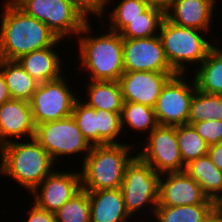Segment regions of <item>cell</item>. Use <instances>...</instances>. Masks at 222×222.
<instances>
[{
	"instance_id": "52a82bcc",
	"label": "cell",
	"mask_w": 222,
	"mask_h": 222,
	"mask_svg": "<svg viewBox=\"0 0 222 222\" xmlns=\"http://www.w3.org/2000/svg\"><path fill=\"white\" fill-rule=\"evenodd\" d=\"M159 178L160 174L137 155L126 166L120 189L125 209L132 218H135L137 213L141 214V209L145 213L144 209L148 205L147 211L154 216L158 205Z\"/></svg>"
},
{
	"instance_id": "7c38bea8",
	"label": "cell",
	"mask_w": 222,
	"mask_h": 222,
	"mask_svg": "<svg viewBox=\"0 0 222 222\" xmlns=\"http://www.w3.org/2000/svg\"><path fill=\"white\" fill-rule=\"evenodd\" d=\"M124 72H175L168 63L159 35L149 38H123Z\"/></svg>"
},
{
	"instance_id": "d6986e66",
	"label": "cell",
	"mask_w": 222,
	"mask_h": 222,
	"mask_svg": "<svg viewBox=\"0 0 222 222\" xmlns=\"http://www.w3.org/2000/svg\"><path fill=\"white\" fill-rule=\"evenodd\" d=\"M213 11L216 10L201 0H173L170 10L165 16L177 25L208 33L212 31Z\"/></svg>"
},
{
	"instance_id": "f546056e",
	"label": "cell",
	"mask_w": 222,
	"mask_h": 222,
	"mask_svg": "<svg viewBox=\"0 0 222 222\" xmlns=\"http://www.w3.org/2000/svg\"><path fill=\"white\" fill-rule=\"evenodd\" d=\"M57 222H91L88 192L81 189L55 212Z\"/></svg>"
},
{
	"instance_id": "836d02e7",
	"label": "cell",
	"mask_w": 222,
	"mask_h": 222,
	"mask_svg": "<svg viewBox=\"0 0 222 222\" xmlns=\"http://www.w3.org/2000/svg\"><path fill=\"white\" fill-rule=\"evenodd\" d=\"M72 2L78 10L88 19L92 20L90 18L93 17V15L97 16L100 20H103V15L107 14L105 13V9L108 8V3L111 2V0H69ZM104 12V13H103ZM92 16V17H89Z\"/></svg>"
},
{
	"instance_id": "f1b7e54d",
	"label": "cell",
	"mask_w": 222,
	"mask_h": 222,
	"mask_svg": "<svg viewBox=\"0 0 222 222\" xmlns=\"http://www.w3.org/2000/svg\"><path fill=\"white\" fill-rule=\"evenodd\" d=\"M149 6L144 0H121L109 13L110 30L120 33Z\"/></svg>"
},
{
	"instance_id": "ffe728a7",
	"label": "cell",
	"mask_w": 222,
	"mask_h": 222,
	"mask_svg": "<svg viewBox=\"0 0 222 222\" xmlns=\"http://www.w3.org/2000/svg\"><path fill=\"white\" fill-rule=\"evenodd\" d=\"M185 172L201 186L203 193L217 205H222V171L207 155L190 161Z\"/></svg>"
},
{
	"instance_id": "ac0fdd59",
	"label": "cell",
	"mask_w": 222,
	"mask_h": 222,
	"mask_svg": "<svg viewBox=\"0 0 222 222\" xmlns=\"http://www.w3.org/2000/svg\"><path fill=\"white\" fill-rule=\"evenodd\" d=\"M87 192L91 222H132L120 188Z\"/></svg>"
},
{
	"instance_id": "4fadbf2b",
	"label": "cell",
	"mask_w": 222,
	"mask_h": 222,
	"mask_svg": "<svg viewBox=\"0 0 222 222\" xmlns=\"http://www.w3.org/2000/svg\"><path fill=\"white\" fill-rule=\"evenodd\" d=\"M82 189L80 172L54 171L33 191V202L41 209L55 213Z\"/></svg>"
},
{
	"instance_id": "74e56055",
	"label": "cell",
	"mask_w": 222,
	"mask_h": 222,
	"mask_svg": "<svg viewBox=\"0 0 222 222\" xmlns=\"http://www.w3.org/2000/svg\"><path fill=\"white\" fill-rule=\"evenodd\" d=\"M11 100V96L9 94L8 86L5 81V77L0 70V105Z\"/></svg>"
},
{
	"instance_id": "603a6c76",
	"label": "cell",
	"mask_w": 222,
	"mask_h": 222,
	"mask_svg": "<svg viewBox=\"0 0 222 222\" xmlns=\"http://www.w3.org/2000/svg\"><path fill=\"white\" fill-rule=\"evenodd\" d=\"M88 106L121 114L124 100L118 81H92L87 85Z\"/></svg>"
},
{
	"instance_id": "8fae6325",
	"label": "cell",
	"mask_w": 222,
	"mask_h": 222,
	"mask_svg": "<svg viewBox=\"0 0 222 222\" xmlns=\"http://www.w3.org/2000/svg\"><path fill=\"white\" fill-rule=\"evenodd\" d=\"M145 148L136 155L149 164L156 173L164 174L185 171L176 134V126L158 125L149 134Z\"/></svg>"
},
{
	"instance_id": "2e32d148",
	"label": "cell",
	"mask_w": 222,
	"mask_h": 222,
	"mask_svg": "<svg viewBox=\"0 0 222 222\" xmlns=\"http://www.w3.org/2000/svg\"><path fill=\"white\" fill-rule=\"evenodd\" d=\"M36 125L28 101L11 99L0 105V147L16 139L35 137Z\"/></svg>"
},
{
	"instance_id": "9c48e42d",
	"label": "cell",
	"mask_w": 222,
	"mask_h": 222,
	"mask_svg": "<svg viewBox=\"0 0 222 222\" xmlns=\"http://www.w3.org/2000/svg\"><path fill=\"white\" fill-rule=\"evenodd\" d=\"M64 76L38 84L29 101L35 125L61 120L72 114L79 96L73 94Z\"/></svg>"
},
{
	"instance_id": "d6a6232c",
	"label": "cell",
	"mask_w": 222,
	"mask_h": 222,
	"mask_svg": "<svg viewBox=\"0 0 222 222\" xmlns=\"http://www.w3.org/2000/svg\"><path fill=\"white\" fill-rule=\"evenodd\" d=\"M191 125L209 146L222 141V120L208 119Z\"/></svg>"
},
{
	"instance_id": "e575fe53",
	"label": "cell",
	"mask_w": 222,
	"mask_h": 222,
	"mask_svg": "<svg viewBox=\"0 0 222 222\" xmlns=\"http://www.w3.org/2000/svg\"><path fill=\"white\" fill-rule=\"evenodd\" d=\"M25 222H57L55 213L39 208L34 202L32 203Z\"/></svg>"
},
{
	"instance_id": "d4e9b609",
	"label": "cell",
	"mask_w": 222,
	"mask_h": 222,
	"mask_svg": "<svg viewBox=\"0 0 222 222\" xmlns=\"http://www.w3.org/2000/svg\"><path fill=\"white\" fill-rule=\"evenodd\" d=\"M158 125L154 108L143 104L124 102L121 112L123 133H128V130H125L126 126H128L132 131L136 130L135 133H139L140 130L141 133L147 134L148 132L149 134Z\"/></svg>"
},
{
	"instance_id": "4316f807",
	"label": "cell",
	"mask_w": 222,
	"mask_h": 222,
	"mask_svg": "<svg viewBox=\"0 0 222 222\" xmlns=\"http://www.w3.org/2000/svg\"><path fill=\"white\" fill-rule=\"evenodd\" d=\"M164 18L165 14L161 10L148 7L139 17L132 20L120 32V35L122 38L127 39L149 38L159 35L160 26Z\"/></svg>"
},
{
	"instance_id": "ba28073f",
	"label": "cell",
	"mask_w": 222,
	"mask_h": 222,
	"mask_svg": "<svg viewBox=\"0 0 222 222\" xmlns=\"http://www.w3.org/2000/svg\"><path fill=\"white\" fill-rule=\"evenodd\" d=\"M56 163L64 156L85 154L91 151L92 145L84 137L72 115L61 120L49 121L36 125L34 137ZM81 153V154H80ZM59 157V158H58Z\"/></svg>"
},
{
	"instance_id": "484cf974",
	"label": "cell",
	"mask_w": 222,
	"mask_h": 222,
	"mask_svg": "<svg viewBox=\"0 0 222 222\" xmlns=\"http://www.w3.org/2000/svg\"><path fill=\"white\" fill-rule=\"evenodd\" d=\"M208 119L222 120V95L208 94L196 89L190 103L189 125Z\"/></svg>"
},
{
	"instance_id": "7a4b0ae2",
	"label": "cell",
	"mask_w": 222,
	"mask_h": 222,
	"mask_svg": "<svg viewBox=\"0 0 222 222\" xmlns=\"http://www.w3.org/2000/svg\"><path fill=\"white\" fill-rule=\"evenodd\" d=\"M91 27L88 21L76 37L79 44L78 60H81L79 67L89 72L92 81H118L124 73L123 38L120 33L110 29L106 30L107 33L94 35Z\"/></svg>"
},
{
	"instance_id": "7402d4cb",
	"label": "cell",
	"mask_w": 222,
	"mask_h": 222,
	"mask_svg": "<svg viewBox=\"0 0 222 222\" xmlns=\"http://www.w3.org/2000/svg\"><path fill=\"white\" fill-rule=\"evenodd\" d=\"M0 70L5 77L11 99L29 102L39 83L17 60L0 58Z\"/></svg>"
},
{
	"instance_id": "4dcf8cb0",
	"label": "cell",
	"mask_w": 222,
	"mask_h": 222,
	"mask_svg": "<svg viewBox=\"0 0 222 222\" xmlns=\"http://www.w3.org/2000/svg\"><path fill=\"white\" fill-rule=\"evenodd\" d=\"M120 135L125 137L121 114L97 109V145L120 144Z\"/></svg>"
},
{
	"instance_id": "30bf717a",
	"label": "cell",
	"mask_w": 222,
	"mask_h": 222,
	"mask_svg": "<svg viewBox=\"0 0 222 222\" xmlns=\"http://www.w3.org/2000/svg\"><path fill=\"white\" fill-rule=\"evenodd\" d=\"M186 76V73H177L162 88L154 107L159 125L179 126L188 123L190 103L196 91V85L194 79L190 78L192 80L190 82Z\"/></svg>"
},
{
	"instance_id": "44dd1931",
	"label": "cell",
	"mask_w": 222,
	"mask_h": 222,
	"mask_svg": "<svg viewBox=\"0 0 222 222\" xmlns=\"http://www.w3.org/2000/svg\"><path fill=\"white\" fill-rule=\"evenodd\" d=\"M217 47L210 50L200 66L193 68V79L197 90L222 95V48Z\"/></svg>"
},
{
	"instance_id": "cb8c5ba5",
	"label": "cell",
	"mask_w": 222,
	"mask_h": 222,
	"mask_svg": "<svg viewBox=\"0 0 222 222\" xmlns=\"http://www.w3.org/2000/svg\"><path fill=\"white\" fill-rule=\"evenodd\" d=\"M217 204L207 199L203 204L181 206H157L154 222H202Z\"/></svg>"
},
{
	"instance_id": "8992f818",
	"label": "cell",
	"mask_w": 222,
	"mask_h": 222,
	"mask_svg": "<svg viewBox=\"0 0 222 222\" xmlns=\"http://www.w3.org/2000/svg\"><path fill=\"white\" fill-rule=\"evenodd\" d=\"M12 1L27 15L43 22L61 40L77 36L90 21L69 0Z\"/></svg>"
},
{
	"instance_id": "3957f363",
	"label": "cell",
	"mask_w": 222,
	"mask_h": 222,
	"mask_svg": "<svg viewBox=\"0 0 222 222\" xmlns=\"http://www.w3.org/2000/svg\"><path fill=\"white\" fill-rule=\"evenodd\" d=\"M0 174L33 191L54 170L55 162L35 138L18 139L0 147Z\"/></svg>"
},
{
	"instance_id": "277c9868",
	"label": "cell",
	"mask_w": 222,
	"mask_h": 222,
	"mask_svg": "<svg viewBox=\"0 0 222 222\" xmlns=\"http://www.w3.org/2000/svg\"><path fill=\"white\" fill-rule=\"evenodd\" d=\"M134 145L123 142L120 144L93 145L82 162V171L80 170L82 189L97 191L120 188L126 166L136 156V152L133 153Z\"/></svg>"
},
{
	"instance_id": "e0dca14e",
	"label": "cell",
	"mask_w": 222,
	"mask_h": 222,
	"mask_svg": "<svg viewBox=\"0 0 222 222\" xmlns=\"http://www.w3.org/2000/svg\"><path fill=\"white\" fill-rule=\"evenodd\" d=\"M61 41L63 40L58 39L50 47L27 53L17 61L39 84L58 79L64 73L62 57L55 50Z\"/></svg>"
},
{
	"instance_id": "1f68e13d",
	"label": "cell",
	"mask_w": 222,
	"mask_h": 222,
	"mask_svg": "<svg viewBox=\"0 0 222 222\" xmlns=\"http://www.w3.org/2000/svg\"><path fill=\"white\" fill-rule=\"evenodd\" d=\"M71 115L88 142L92 146L97 145V109L88 106L79 97Z\"/></svg>"
},
{
	"instance_id": "f35d334b",
	"label": "cell",
	"mask_w": 222,
	"mask_h": 222,
	"mask_svg": "<svg viewBox=\"0 0 222 222\" xmlns=\"http://www.w3.org/2000/svg\"><path fill=\"white\" fill-rule=\"evenodd\" d=\"M202 222H222V205H216Z\"/></svg>"
},
{
	"instance_id": "ab89813d",
	"label": "cell",
	"mask_w": 222,
	"mask_h": 222,
	"mask_svg": "<svg viewBox=\"0 0 222 222\" xmlns=\"http://www.w3.org/2000/svg\"><path fill=\"white\" fill-rule=\"evenodd\" d=\"M203 2H206L208 3L213 9L216 7L215 4H216V0H201Z\"/></svg>"
},
{
	"instance_id": "8d00e7d4",
	"label": "cell",
	"mask_w": 222,
	"mask_h": 222,
	"mask_svg": "<svg viewBox=\"0 0 222 222\" xmlns=\"http://www.w3.org/2000/svg\"><path fill=\"white\" fill-rule=\"evenodd\" d=\"M149 7L156 8L161 10L164 14H166L172 4L173 0H144Z\"/></svg>"
},
{
	"instance_id": "9a60e30c",
	"label": "cell",
	"mask_w": 222,
	"mask_h": 222,
	"mask_svg": "<svg viewBox=\"0 0 222 222\" xmlns=\"http://www.w3.org/2000/svg\"><path fill=\"white\" fill-rule=\"evenodd\" d=\"M207 199L201 186L185 171L160 174L157 206L196 205Z\"/></svg>"
},
{
	"instance_id": "6da1fadb",
	"label": "cell",
	"mask_w": 222,
	"mask_h": 222,
	"mask_svg": "<svg viewBox=\"0 0 222 222\" xmlns=\"http://www.w3.org/2000/svg\"><path fill=\"white\" fill-rule=\"evenodd\" d=\"M5 1L0 20V58L18 60L58 40L43 22L27 15L12 0Z\"/></svg>"
},
{
	"instance_id": "83f0119b",
	"label": "cell",
	"mask_w": 222,
	"mask_h": 222,
	"mask_svg": "<svg viewBox=\"0 0 222 222\" xmlns=\"http://www.w3.org/2000/svg\"><path fill=\"white\" fill-rule=\"evenodd\" d=\"M176 134L180 155L185 165L194 159L207 155L209 145L192 125L176 126Z\"/></svg>"
},
{
	"instance_id": "5b68a950",
	"label": "cell",
	"mask_w": 222,
	"mask_h": 222,
	"mask_svg": "<svg viewBox=\"0 0 222 222\" xmlns=\"http://www.w3.org/2000/svg\"><path fill=\"white\" fill-rule=\"evenodd\" d=\"M204 32L206 31L177 25L165 16L160 26L159 37L166 59L176 73L185 74L187 70L191 71L188 69L190 67L186 66L187 63H191L189 66L198 63L200 65L217 44H212L209 38L206 39Z\"/></svg>"
},
{
	"instance_id": "5bb4252c",
	"label": "cell",
	"mask_w": 222,
	"mask_h": 222,
	"mask_svg": "<svg viewBox=\"0 0 222 222\" xmlns=\"http://www.w3.org/2000/svg\"><path fill=\"white\" fill-rule=\"evenodd\" d=\"M176 72H124L118 80L124 102L154 108L162 88Z\"/></svg>"
},
{
	"instance_id": "d590c367",
	"label": "cell",
	"mask_w": 222,
	"mask_h": 222,
	"mask_svg": "<svg viewBox=\"0 0 222 222\" xmlns=\"http://www.w3.org/2000/svg\"><path fill=\"white\" fill-rule=\"evenodd\" d=\"M208 156L212 163L222 171V141L209 146Z\"/></svg>"
}]
</instances>
